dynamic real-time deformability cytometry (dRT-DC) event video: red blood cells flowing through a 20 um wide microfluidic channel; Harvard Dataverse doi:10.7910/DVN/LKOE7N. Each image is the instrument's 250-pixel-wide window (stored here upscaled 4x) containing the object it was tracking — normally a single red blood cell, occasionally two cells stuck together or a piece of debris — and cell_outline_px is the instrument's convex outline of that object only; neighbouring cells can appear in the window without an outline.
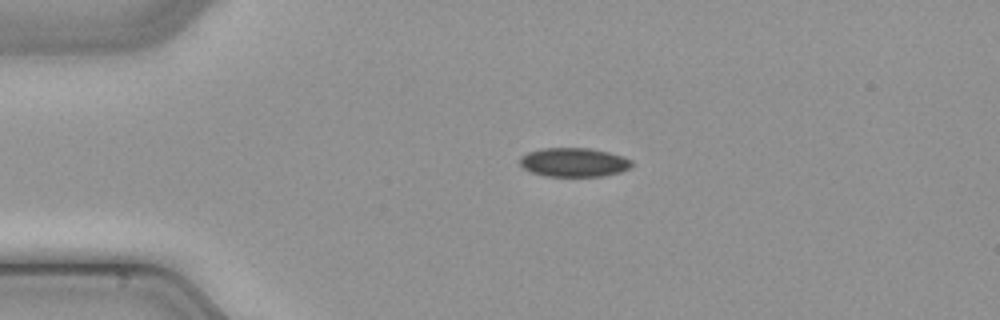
{"species": "common noctule bat (a hibernating species)", "species_latin": "Nyctalus noctula", "temperature_condition": "cold", "stored_images_in_passage": 39, "camera_frame_rate_fps": 3000, "um_per_image_px": 0.085, "animal": {"sex": "male", "body_mass_g": 21.5, "forearm_length_mm": 52.0}, "frame": {"image": 1, "passage_image": 1, "time_ms": 0.0, "image_size_px": [1000, 320], "cell_outline_px": [[632, 164], [628, 168], [620, 172], [604, 176], [544, 176], [532, 172], [524, 168], [520, 164], [520, 156], [528, 152], [544, 148], [588, 148], [608, 152], [632, 160]], "centroid_in_image_um": [48.76, 13.8], "position_along_channel_um": 36.2, "area_um2": 18.73}}
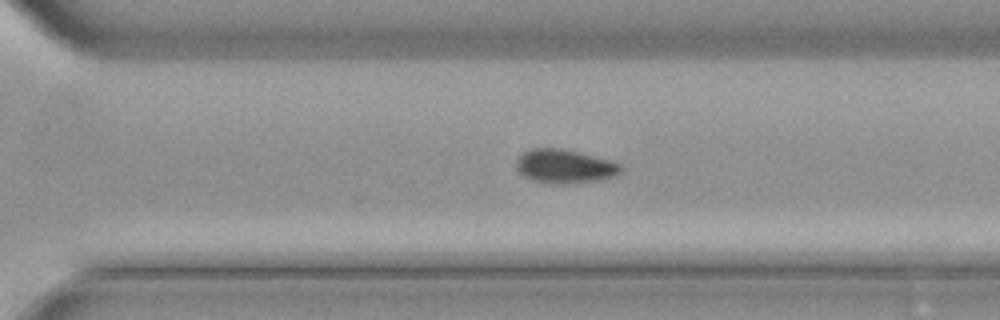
{"frame": {"image": 2, "passage_image": 24, "time_ms": 7.667, "image_size_px": [1000, 320], "cell_outline_px": [[624, 168], [616, 176], [600, 180], [564, 184], [548, 184], [532, 180], [524, 176], [516, 168], [516, 160], [528, 148], [560, 148], [612, 160], [620, 164]], "centroid_in_image_um": [48.01, 14.14], "position_along_channel_um": 322.6, "area_um2": 20.81}}
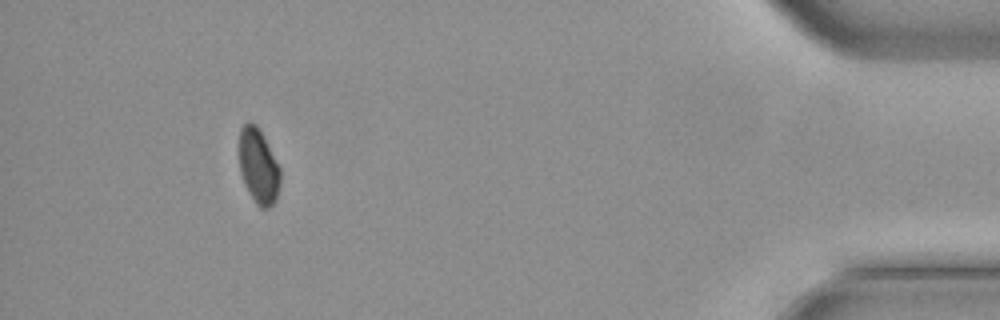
{"frame": {"image": 3, "passage_image": 35, "time_ms": 11.333, "image_size_px": [1000, 320], "cell_outline_px": [[280, 184], [276, 200], [268, 208], [260, 208], [256, 204], [240, 172], [240, 128], [248, 120], [256, 124], [280, 168]], "centroid_in_image_um": [21.98, 14.13], "position_along_channel_um": 413.2, "area_um2": 17.51}}